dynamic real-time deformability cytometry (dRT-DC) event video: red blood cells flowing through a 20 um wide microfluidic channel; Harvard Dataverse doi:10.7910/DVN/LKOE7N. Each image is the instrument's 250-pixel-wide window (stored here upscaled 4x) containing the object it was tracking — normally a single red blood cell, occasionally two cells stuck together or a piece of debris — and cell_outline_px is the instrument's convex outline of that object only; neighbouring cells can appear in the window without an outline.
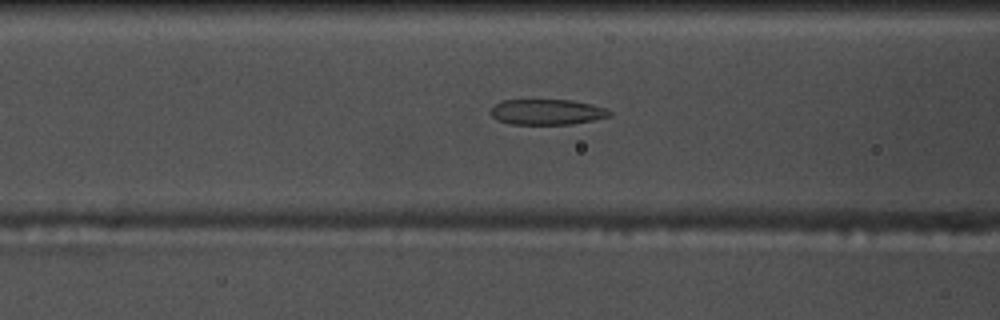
{"species": "common noctule bat (a hibernating species)", "species_latin": "Nyctalus noctula", "temperature_condition": "warm", "stored_images_in_passage": 19, "camera_frame_rate_fps": 3000, "um_per_image_px": 0.085, "animal": {"sex": "male", "body_mass_g": 17.5, "forearm_length_mm": 52.3}, "frame": {"image": 1, "passage_image": 13, "time_ms": 4.0, "image_size_px": [1000, 320], "cell_outline_px": [[612, 116], [572, 124], [512, 124], [496, 120], [488, 112], [500, 100], [572, 100], [592, 104], [604, 108], [612, 112]], "centroid_in_image_um": [46.48, 9.52], "position_along_channel_um": 120.1, "area_um2": 17.74}}
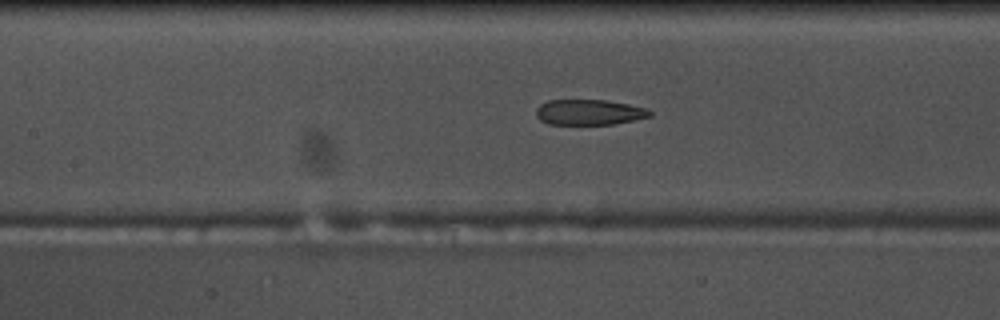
{"frame": {"image": 2, "passage_image": 16, "time_ms": 5.0, "image_size_px": [1000, 320], "cell_outline_px": [[652, 116], [612, 124], [548, 124], [540, 120], [536, 116], [536, 108], [540, 104], [548, 100], [608, 100], [648, 108], [652, 112]], "centroid_in_image_um": [50.07, 9.53], "position_along_channel_um": 157.3, "area_um2": 16.94}}